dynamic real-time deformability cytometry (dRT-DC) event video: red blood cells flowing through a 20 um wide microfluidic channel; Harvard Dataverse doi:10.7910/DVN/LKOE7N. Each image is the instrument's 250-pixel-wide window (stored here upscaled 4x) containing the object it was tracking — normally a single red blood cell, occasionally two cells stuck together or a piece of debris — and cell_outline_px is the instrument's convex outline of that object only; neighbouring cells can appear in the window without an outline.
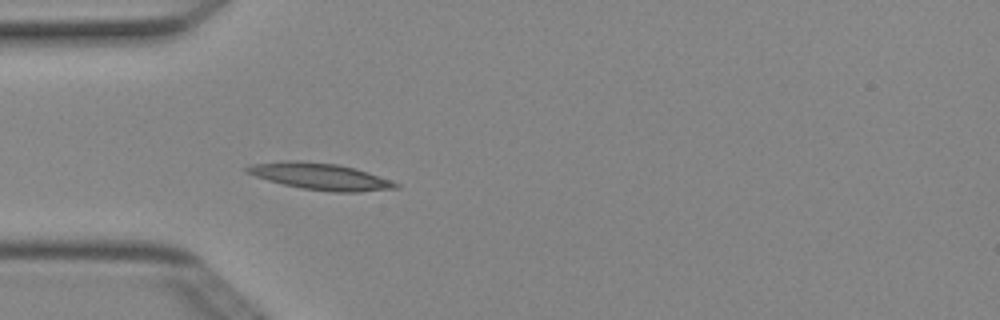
{"species": "Egyptian fruit bat (a non-hibernating species)", "species_latin": "Rousettus aegyptiacus", "temperature_condition": "cold", "stored_images_in_passage": 5, "camera_frame_rate_fps": 3000, "um_per_image_px": 0.085, "animal": {"sex": "female"}, "frame": {"image": 1, "passage_image": 5, "time_ms": 1.333, "image_size_px": [1000, 320], "cell_outline_px": [[400, 188], [360, 192], [332, 192], [300, 188], [268, 180], [244, 172], [244, 168], [252, 164], [288, 160], [296, 160], [336, 164], [356, 168], [392, 180], [400, 184]], "centroid_in_image_um": [27.26, 15.0], "position_along_channel_um": 57.7, "area_um2": 23.18}}